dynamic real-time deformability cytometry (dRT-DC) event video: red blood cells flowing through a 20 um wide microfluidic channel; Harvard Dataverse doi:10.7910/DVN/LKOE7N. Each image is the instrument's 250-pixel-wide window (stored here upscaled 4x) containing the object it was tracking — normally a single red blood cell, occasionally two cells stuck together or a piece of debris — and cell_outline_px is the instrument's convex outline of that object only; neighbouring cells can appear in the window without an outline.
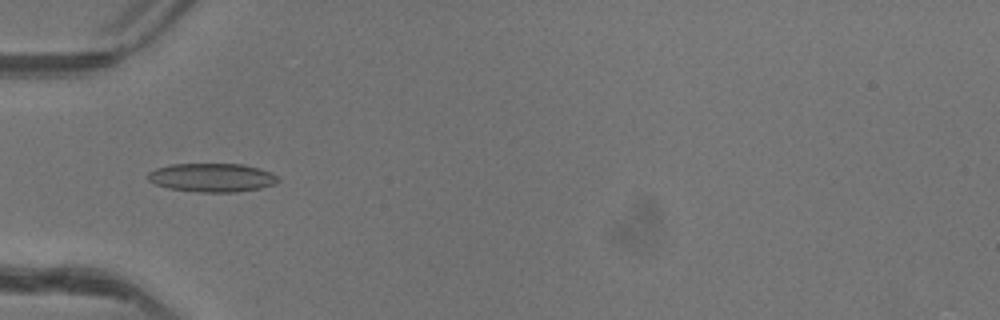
{"species": "common noctule bat (a hibernating species)", "species_latin": "Nyctalus noctula", "temperature_condition": "warm", "stored_images_in_passage": 34, "camera_frame_rate_fps": 3000, "um_per_image_px": 0.085, "animal": {"sex": "female"}, "frame": {"image": 1, "passage_image": 1, "time_ms": 0.0, "image_size_px": [1000, 320], "cell_outline_px": [[280, 180], [272, 184], [260, 188], [236, 192], [200, 192], [168, 188], [156, 184], [148, 180], [148, 172], [156, 168], [172, 164], [240, 164], [260, 168], [276, 176]], "centroid_in_image_um": [17.99, 15.09], "position_along_channel_um": 67.0, "area_um2": 21.5}}
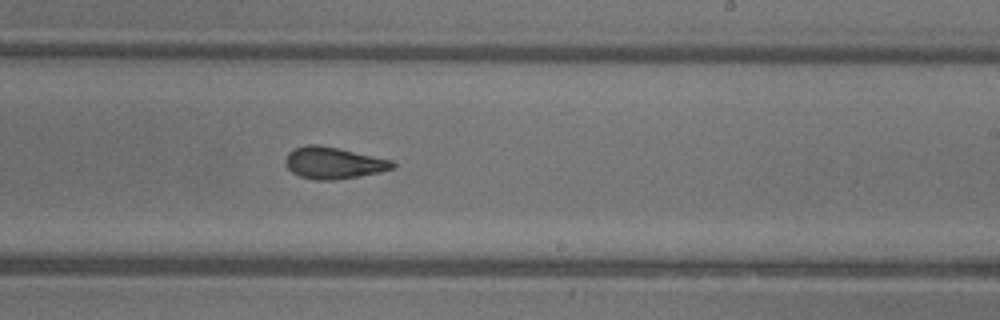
{"frame": {"image": 2, "passage_image": 15, "time_ms": 4.667, "image_size_px": [1000, 320], "cell_outline_px": [[396, 168], [380, 172], [360, 176], [336, 180], [316, 180], [300, 176], [292, 172], [288, 168], [284, 160], [288, 152], [296, 148], [308, 144], [320, 144], [340, 148], [392, 160], [396, 164]], "centroid_in_image_um": [28.37, 13.84], "position_along_channel_um": 260.6, "area_um2": 20.0}}
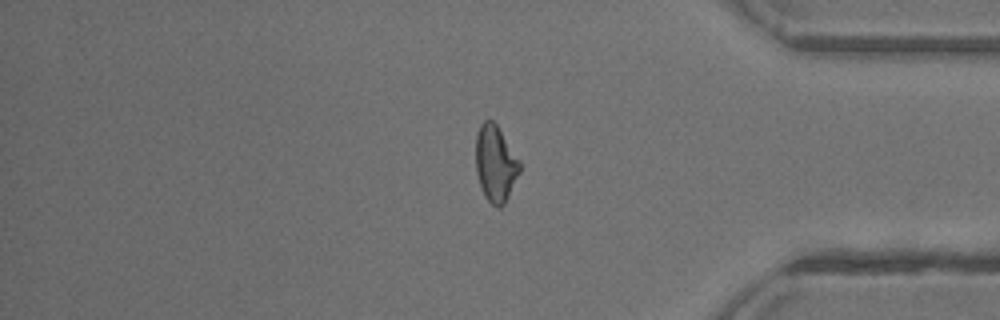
{"frame": {"image": 3, "passage_image": 26, "time_ms": 8.333, "image_size_px": [1000, 320], "cell_outline_px": [[520, 172], [504, 204], [500, 208], [496, 208], [484, 196], [476, 172], [476, 136], [480, 124], [484, 120], [492, 120], [496, 124], [520, 160]], "centroid_in_image_um": [42.11, 13.91], "position_along_channel_um": 393.1, "area_um2": 19.48}, "authors_computed_cell_mechanics": {"area_um2": 19.5942, "velocity_mm_per_s": 4.1672, "shape_relaxation_time_tau1_ms": 5.443, "shape_relaxation_time_tau2_ms": 1.9667, "deformation_change_tau1": 0.2017, "deformation_change_tau2": 0.1051}}